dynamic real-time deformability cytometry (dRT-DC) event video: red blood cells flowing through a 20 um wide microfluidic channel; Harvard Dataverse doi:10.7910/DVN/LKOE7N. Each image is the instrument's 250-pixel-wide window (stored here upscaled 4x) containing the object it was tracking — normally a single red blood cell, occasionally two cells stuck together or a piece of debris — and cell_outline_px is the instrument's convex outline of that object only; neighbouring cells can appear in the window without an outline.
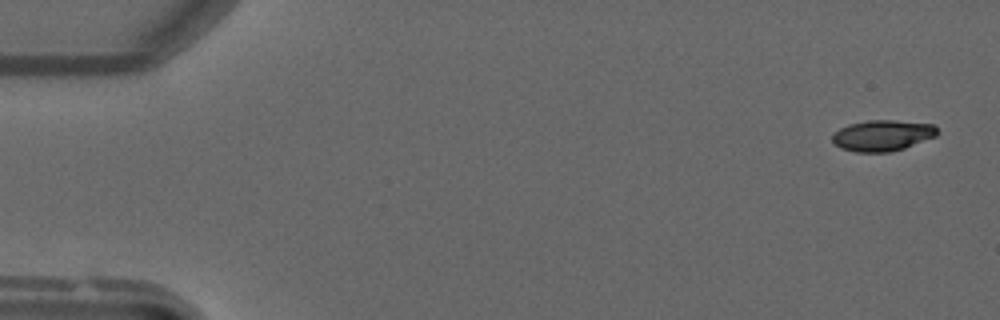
{"species": "common noctule bat (a hibernating species)", "species_latin": "Nyctalus noctula", "temperature_condition": "warm", "stored_images_in_passage": 50, "camera_frame_rate_fps": 3000, "um_per_image_px": 0.085, "animal": {"sex": "male", "forearm_length_mm": 52.5}, "frame": {"image": 1, "passage_image": 2, "time_ms": 0.333, "image_size_px": [1000, 320], "cell_outline_px": [[940, 132], [936, 136], [904, 148], [888, 152], [856, 152], [840, 148], [832, 144], [832, 136], [840, 128], [848, 124], [868, 120], [896, 120], [936, 124]], "centroid_in_image_um": [75.03, 11.51], "position_along_channel_um": 10.0, "area_um2": 19.19}}
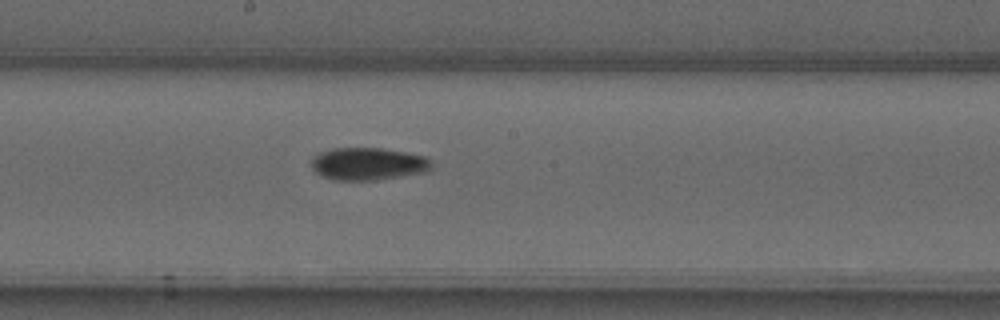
{"frame": {"image": 2, "passage_image": 27, "time_ms": 8.667, "image_size_px": [1000, 320], "cell_outline_px": [[432, 168], [428, 172], [376, 180], [332, 180], [316, 172], [312, 168], [312, 156], [320, 152], [332, 148], [380, 148], [428, 156], [432, 160]], "centroid_in_image_um": [31.33, 13.93], "position_along_channel_um": 216.9, "area_um2": 23.0}}
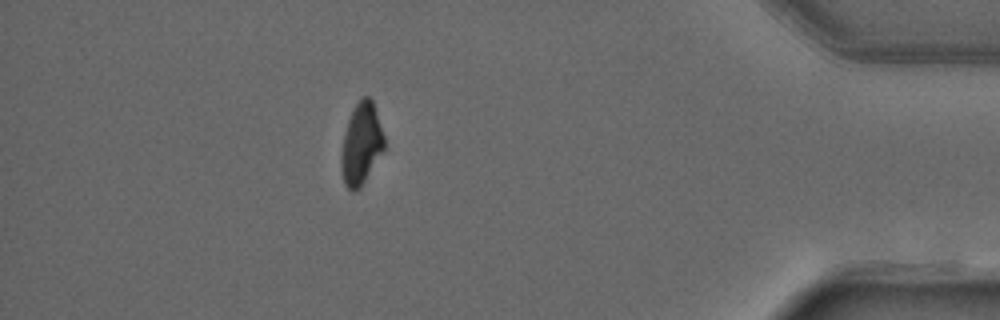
{"frame": {"image": 3, "passage_image": 44, "time_ms": 14.333, "image_size_px": [1000, 320], "cell_outline_px": [[384, 148], [360, 188], [352, 192], [344, 184], [340, 168], [340, 160], [344, 132], [348, 120], [356, 104], [364, 96], [368, 96], [372, 100], [384, 136]], "centroid_in_image_um": [30.68, 12.26], "position_along_channel_um": 404.5, "area_um2": 20.11}}